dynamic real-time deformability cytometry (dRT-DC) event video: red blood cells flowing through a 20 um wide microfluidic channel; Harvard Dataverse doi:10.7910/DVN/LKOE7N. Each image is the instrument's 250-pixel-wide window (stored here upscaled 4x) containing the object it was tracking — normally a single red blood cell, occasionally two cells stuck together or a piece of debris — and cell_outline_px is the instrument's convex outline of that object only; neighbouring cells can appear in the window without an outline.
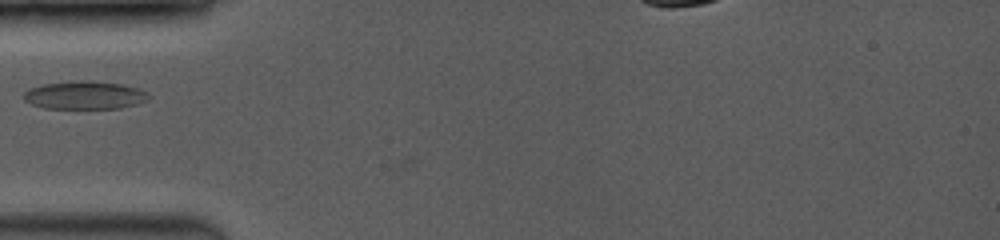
{"species": "common noctule bat (a hibernating species)", "species_latin": "Nyctalus noctula", "temperature_condition": "room temperature", "stored_images_in_passage": 6, "camera_frame_rate_fps": 3500, "um_per_image_px": 0.085, "animal": {"sex": "female", "body_mass_g": 19.0, "forearm_length_mm": 53.3}, "frame": {"image": 1, "passage_image": 1, "time_ms": 0.0, "image_size_px": [1000, 240], "cell_outline_px": [[152, 96], [148, 100], [136, 104], [120, 108], [44, 108], [32, 104], [24, 100], [20, 96], [24, 92], [32, 88], [44, 84], [68, 80], [84, 80], [120, 84], [136, 88], [148, 92]], "centroid_in_image_um": [7.19, 8.09], "position_along_channel_um": 77.8, "area_um2": 20.52}}
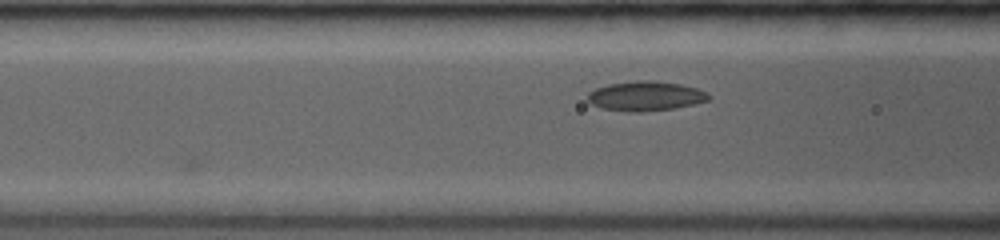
{"frame": {"image": 2, "passage_image": 4, "time_ms": 0.857, "image_size_px": [1000, 240], "cell_outline_px": [[712, 100], [676, 108], [640, 112], [628, 112], [600, 108], [592, 104], [588, 100], [588, 92], [596, 88], [608, 84], [636, 80], [652, 80], [680, 84], [696, 88], [708, 92], [712, 96]], "centroid_in_image_um": [54.91, 8.17], "position_along_channel_um": 111.7, "area_um2": 21.15}}